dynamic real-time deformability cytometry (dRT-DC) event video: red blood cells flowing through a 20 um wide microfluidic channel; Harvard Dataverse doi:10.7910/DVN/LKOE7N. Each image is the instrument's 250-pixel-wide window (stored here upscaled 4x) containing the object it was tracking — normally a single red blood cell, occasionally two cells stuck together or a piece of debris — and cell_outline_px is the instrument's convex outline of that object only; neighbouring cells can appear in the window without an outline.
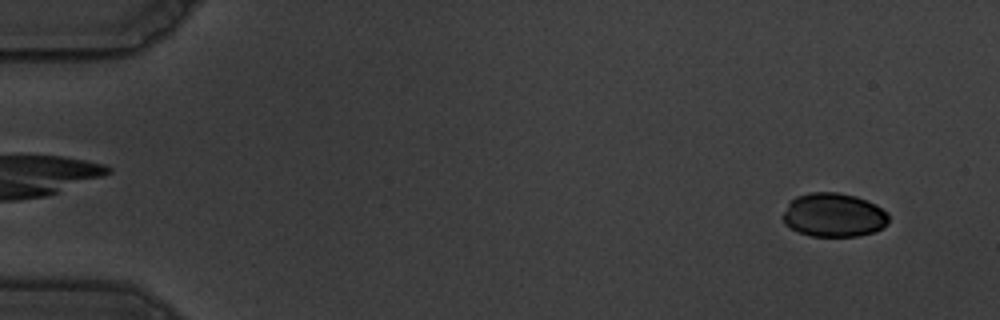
{"species": "common noctule bat (a hibernating species)", "species_latin": "Nyctalus noctula", "temperature_condition": "warm", "stored_images_in_passage": 57, "camera_frame_rate_fps": 3000, "um_per_image_px": 0.085, "animal": {"sex": "male", "body_mass_g": 19.5, "forearm_length_mm": 54.6}, "frame": {"image": 1, "passage_image": 4, "time_ms": 1.0, "image_size_px": [1000, 320], "cell_outline_px": [[888, 224], [884, 228], [872, 232], [856, 236], [812, 236], [800, 232], [784, 224], [780, 216], [788, 204], [796, 196], [808, 192], [836, 192], [856, 196], [868, 200], [876, 204], [888, 212]], "centroid_in_image_um": [70.87, 18.26], "position_along_channel_um": 14.1, "area_um2": 27.28}}
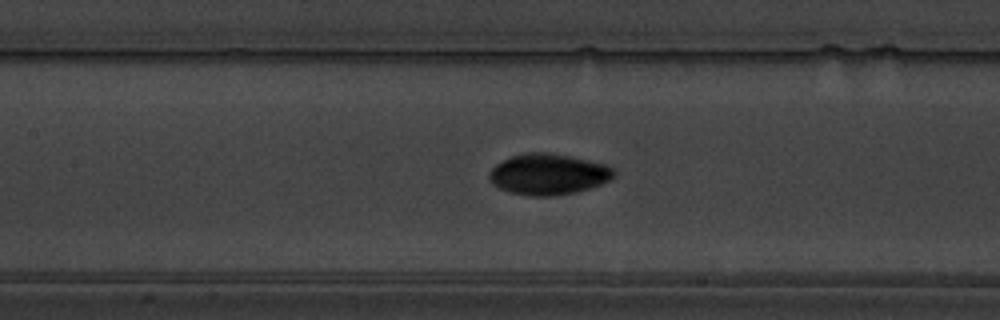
{"frame": {"image": 2, "passage_image": 27, "time_ms": 8.667, "image_size_px": [1000, 320], "cell_outline_px": [[616, 176], [600, 184], [588, 188], [572, 192], [548, 196], [532, 196], [512, 192], [500, 188], [492, 184], [488, 176], [488, 172], [496, 164], [512, 156], [524, 152], [548, 152], [588, 160], [604, 164], [612, 168], [616, 172]], "centroid_in_image_um": [46.58, 14.79], "position_along_channel_um": 160.8, "area_um2": 29.42}}
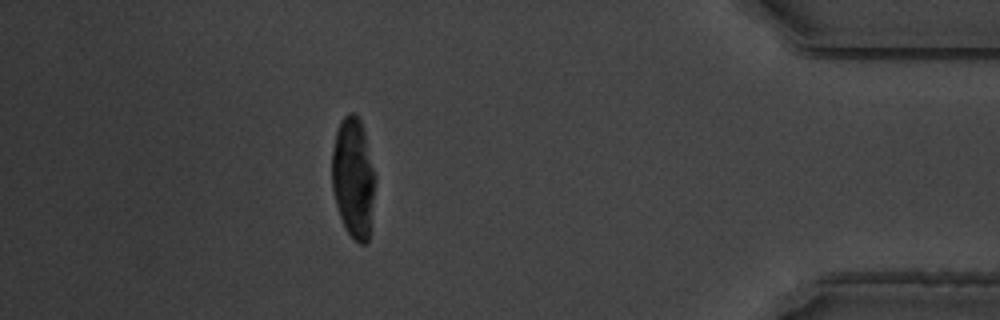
{"frame": {"image": 3, "passage_image": 51, "time_ms": 16.667, "image_size_px": [1000, 320], "cell_outline_px": [[376, 180], [368, 240], [364, 244], [360, 244], [348, 232], [340, 216], [336, 204], [332, 188], [332, 152], [336, 132], [340, 120], [348, 112], [356, 112], [360, 120], [364, 132], [376, 176]], "centroid_in_image_um": [30.03, 15.06], "position_along_channel_um": 405.2, "area_um2": 30.23}, "authors_computed_cell_mechanics": {"area_um2": 29.5936, "velocity_mm_per_s": 3.5698, "shape_relaxation_time_tau1_ms": 4.4875, "shape_relaxation_time_tau2_ms": 2.5302, "deformation_change_tau1": 0.1637, "deformation_change_tau2": 0.037}}